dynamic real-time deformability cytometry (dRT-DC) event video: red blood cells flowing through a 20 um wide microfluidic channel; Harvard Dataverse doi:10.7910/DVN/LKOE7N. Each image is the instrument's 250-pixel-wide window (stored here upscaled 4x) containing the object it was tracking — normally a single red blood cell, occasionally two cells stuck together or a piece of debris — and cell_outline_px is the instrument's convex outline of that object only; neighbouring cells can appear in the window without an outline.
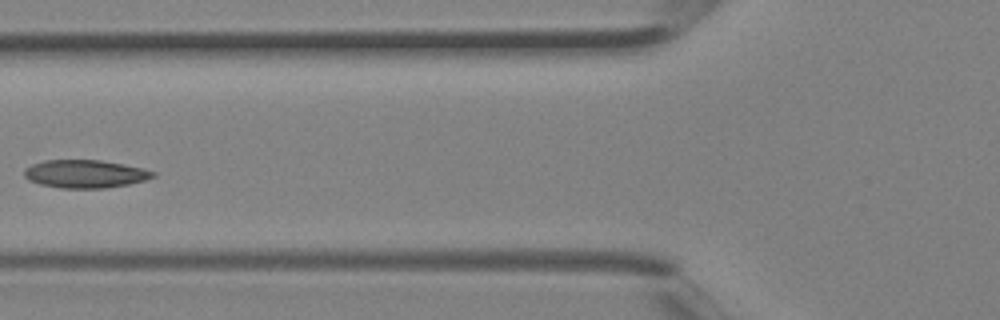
{"species": "Egyptian fruit bat (a non-hibernating species)", "species_latin": "Rousettus aegyptiacus", "temperature_condition": "room temperature", "stored_images_in_passage": 3, "camera_frame_rate_fps": 3000, "um_per_image_px": 0.085, "animal": {"sex": "female"}, "frame": {"image": 1, "passage_image": 3, "time_ms": 0.667, "image_size_px": [1000, 320], "cell_outline_px": [[156, 176], [144, 180], [128, 184], [104, 188], [60, 188], [40, 184], [28, 180], [24, 176], [24, 168], [32, 164], [44, 160], [100, 160], [124, 164], [144, 168], [156, 172]], "centroid_in_image_um": [7.23, 14.77], "position_along_channel_um": 118.6, "area_um2": 21.1}}